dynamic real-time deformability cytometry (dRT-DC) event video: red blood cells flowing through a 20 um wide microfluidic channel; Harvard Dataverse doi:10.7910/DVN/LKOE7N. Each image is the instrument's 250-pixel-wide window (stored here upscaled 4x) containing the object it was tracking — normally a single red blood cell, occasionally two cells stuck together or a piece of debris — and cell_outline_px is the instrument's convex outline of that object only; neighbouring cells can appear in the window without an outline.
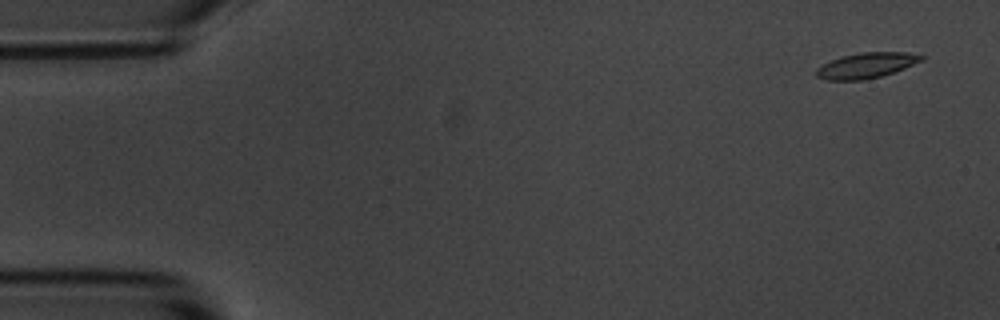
{"species": "common noctule bat (a hibernating species)", "species_latin": "Nyctalus noctula", "temperature_condition": "room temperature", "stored_images_in_passage": 5, "camera_frame_rate_fps": 3000, "um_per_image_px": 0.085, "animal": {"sex": "male", "body_mass_g": 20.1, "forearm_length_mm": 53.5}, "frame": {"image": 1, "passage_image": 1, "time_ms": 0.0, "image_size_px": [1000, 320], "cell_outline_px": [[924, 60], [904, 68], [880, 76], [864, 80], [828, 80], [816, 76], [816, 68], [840, 56], [860, 52], [904, 52], [924, 56]], "centroid_in_image_um": [73.62, 5.55], "position_along_channel_um": 11.4, "area_um2": 15.43}}